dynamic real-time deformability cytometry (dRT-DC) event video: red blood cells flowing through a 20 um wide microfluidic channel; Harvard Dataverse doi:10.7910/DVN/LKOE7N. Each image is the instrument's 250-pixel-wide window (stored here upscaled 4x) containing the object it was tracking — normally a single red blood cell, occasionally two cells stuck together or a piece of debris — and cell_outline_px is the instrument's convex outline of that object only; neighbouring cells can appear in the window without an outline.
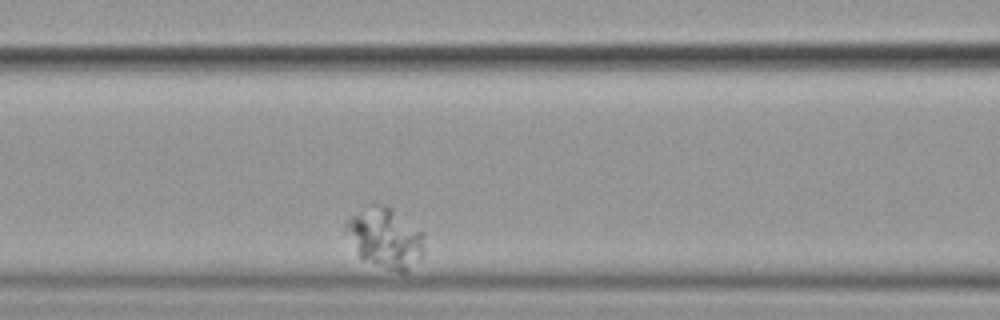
{"species": "common noctule bat (a hibernating species)", "species_latin": "Nyctalus noctula", "temperature_condition": "cold", "stored_images_in_passage": 6, "camera_frame_rate_fps": 3000, "um_per_image_px": 0.085, "animal": {"sex": "female", "body_mass_g": 19.9}, "frame": {"image": 1, "passage_image": 5, "time_ms": 4.667, "image_size_px": [1000, 320], "cell_outline_px": [[424, 252], [404, 272], [400, 272], [360, 260], [344, 232], [344, 224], [352, 216], [372, 204], [376, 204], [388, 208], [424, 232]], "centroid_in_image_um": [32.69, 20.25], "position_along_channel_um": 133.9, "area_um2": 26.99}}